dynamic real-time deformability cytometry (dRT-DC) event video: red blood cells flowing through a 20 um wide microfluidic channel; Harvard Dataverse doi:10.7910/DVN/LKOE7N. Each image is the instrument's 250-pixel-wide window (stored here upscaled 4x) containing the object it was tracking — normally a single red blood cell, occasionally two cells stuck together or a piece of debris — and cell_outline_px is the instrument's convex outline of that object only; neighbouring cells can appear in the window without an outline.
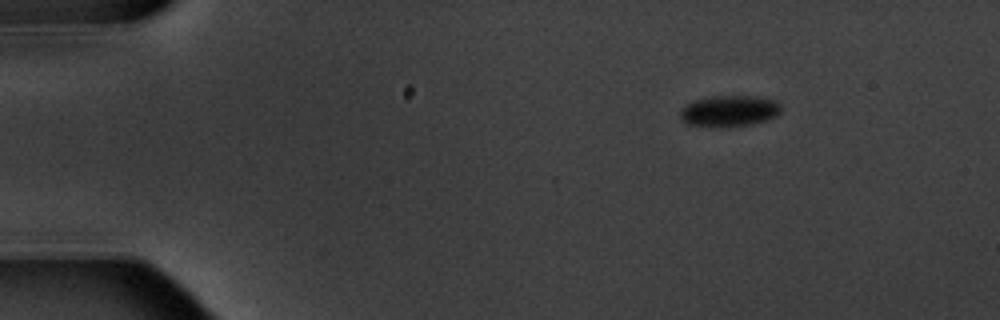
{"species": "common noctule bat (a hibernating species)", "species_latin": "Nyctalus noctula", "temperature_condition": "warm", "stored_images_in_passage": 4, "segment_of_instrument_passage": [2, 2], "camera_frame_rate_fps": 3000, "um_per_image_px": 0.085, "animal": {"sex": "male", "body_mass_g": 20.1, "forearm_length_mm": 53.5}, "frame": {"image": 1, "passage_image": 4, "time_ms": 3.333, "image_size_px": [1000, 320], "cell_outline_px": [[780, 112], [776, 116], [764, 120], [748, 124], [720, 128], [712, 128], [688, 124], [680, 120], [680, 112], [688, 104], [696, 100], [712, 96], [748, 96], [776, 100], [780, 104]], "centroid_in_image_um": [61.96, 9.45], "position_along_channel_um": 23.0, "area_um2": 18.21}}